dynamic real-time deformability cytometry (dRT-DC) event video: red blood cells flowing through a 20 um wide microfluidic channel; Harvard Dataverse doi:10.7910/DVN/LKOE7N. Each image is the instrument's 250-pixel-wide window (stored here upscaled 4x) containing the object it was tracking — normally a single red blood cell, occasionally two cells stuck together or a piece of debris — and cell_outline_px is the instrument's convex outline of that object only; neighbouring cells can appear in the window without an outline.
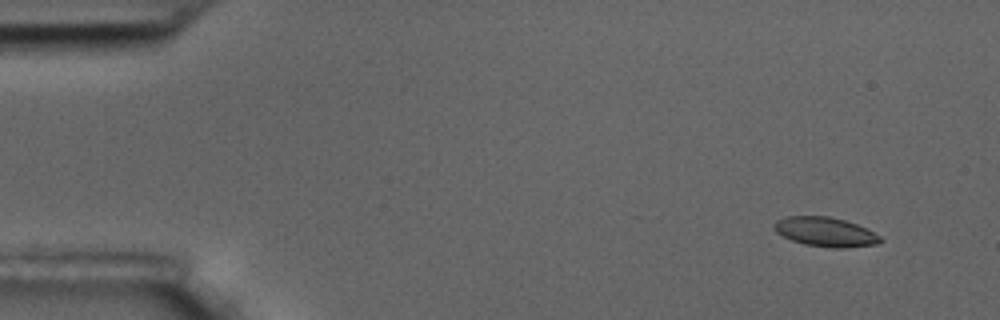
{"species": "common noctule bat (a hibernating species)", "species_latin": "Nyctalus noctula", "temperature_condition": "room temperature", "stored_images_in_passage": 5, "camera_frame_rate_fps": 3000, "um_per_image_px": 0.085, "animal": {"sex": "male", "body_mass_g": 17.5, "forearm_length_mm": 52.3}, "frame": {"image": 1, "passage_image": 2, "time_ms": 0.333, "image_size_px": [1000, 320], "cell_outline_px": [[884, 240], [876, 244], [844, 248], [836, 248], [804, 244], [792, 240], [776, 232], [772, 224], [776, 220], [788, 216], [828, 216], [844, 220], [856, 224], [880, 236]], "centroid_in_image_um": [70.13, 19.71], "position_along_channel_um": 14.9, "area_um2": 17.98}}